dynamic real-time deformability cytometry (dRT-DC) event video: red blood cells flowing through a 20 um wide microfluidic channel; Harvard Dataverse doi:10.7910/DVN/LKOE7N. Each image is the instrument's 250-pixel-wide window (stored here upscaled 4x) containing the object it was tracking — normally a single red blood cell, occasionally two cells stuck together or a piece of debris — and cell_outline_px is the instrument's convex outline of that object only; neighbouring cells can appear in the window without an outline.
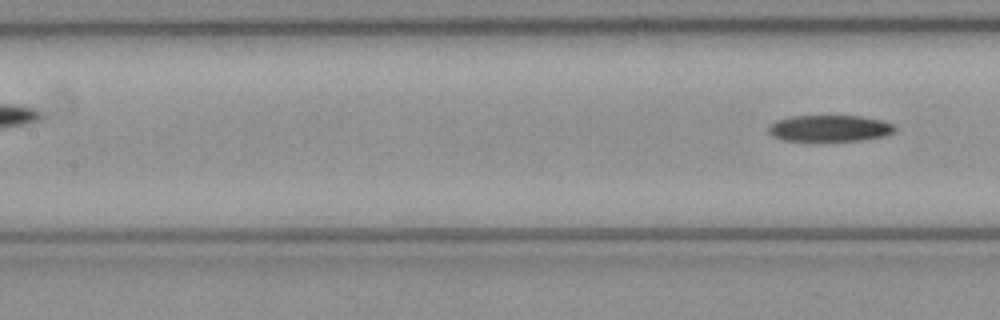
{"species": "common noctule bat (a hibernating species)", "species_latin": "Nyctalus noctula", "temperature_condition": "cold", "stored_images_in_passage": 9, "camera_frame_rate_fps": 3000, "um_per_image_px": 0.085, "animal": {"sex": "female", "body_mass_g": 21.9}, "frame": {"image": 1, "passage_image": 9, "time_ms": 2.667, "image_size_px": [1000, 320], "cell_outline_px": [[896, 128], [892, 132], [884, 136], [864, 140], [784, 140], [772, 136], [768, 132], [768, 128], [776, 120], [792, 116], [860, 116], [880, 120], [892, 124]], "centroid_in_image_um": [70.5, 10.9], "position_along_channel_um": 136.9, "area_um2": 19.13}}